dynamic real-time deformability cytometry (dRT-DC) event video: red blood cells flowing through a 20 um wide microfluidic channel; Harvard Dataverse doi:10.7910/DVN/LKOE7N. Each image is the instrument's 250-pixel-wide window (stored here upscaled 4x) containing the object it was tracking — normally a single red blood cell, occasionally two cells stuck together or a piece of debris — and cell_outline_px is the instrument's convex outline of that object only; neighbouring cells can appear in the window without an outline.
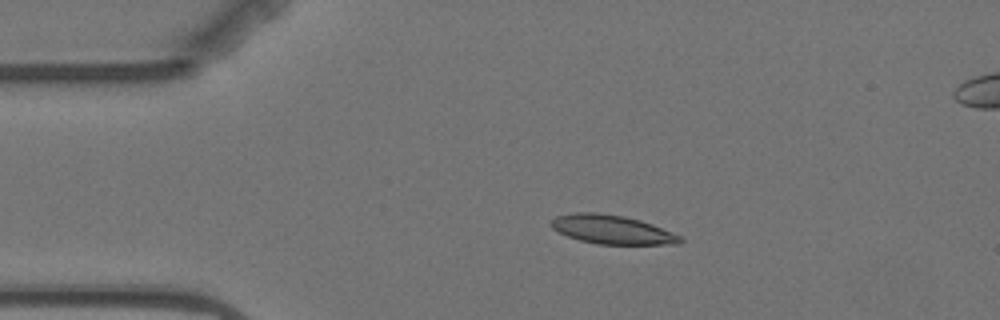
{"species": "Egyptian fruit bat (a non-hibernating species)", "species_latin": "Rousettus aegyptiacus", "temperature_condition": "warm", "stored_images_in_passage": 2, "camera_frame_rate_fps": 3000, "um_per_image_px": 0.085, "animal": {"sex": "female"}, "frame": {"image": 1, "passage_image": 2, "time_ms": 2.0, "image_size_px": [1000, 320], "cell_outline_px": [[684, 240], [680, 244], [596, 244], [580, 240], [568, 236], [552, 228], [552, 220], [556, 216], [572, 212], [596, 212], [624, 216], [640, 220], [652, 224], [672, 232], [680, 236]], "centroid_in_image_um": [52.03, 19.51], "position_along_channel_um": 33.0, "area_um2": 21.62}}